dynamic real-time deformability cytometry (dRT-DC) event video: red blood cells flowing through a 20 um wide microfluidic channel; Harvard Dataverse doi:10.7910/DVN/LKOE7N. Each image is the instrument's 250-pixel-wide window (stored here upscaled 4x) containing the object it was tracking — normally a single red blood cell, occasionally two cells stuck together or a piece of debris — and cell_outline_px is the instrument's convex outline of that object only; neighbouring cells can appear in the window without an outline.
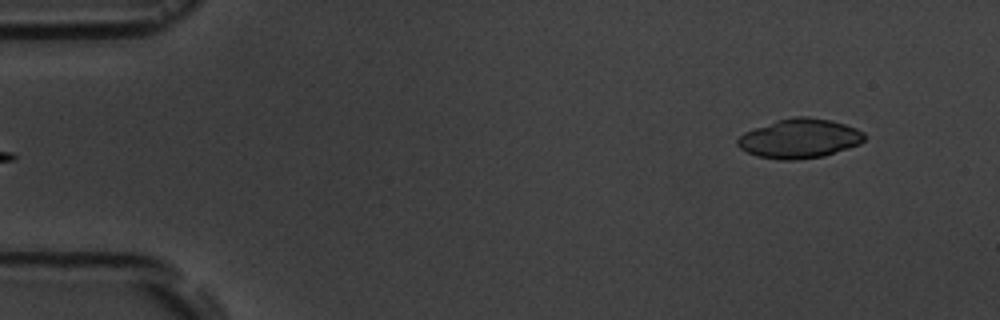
{"species": "common noctule bat (a hibernating species)", "species_latin": "Nyctalus noctula", "temperature_condition": "room temperature", "stored_images_in_passage": 2, "segment_of_instrument_passage": [2, 2], "camera_frame_rate_fps": 3000, "um_per_image_px": 0.085, "animal": {"sex": "male", "body_mass_g": 19.5, "forearm_length_mm": 54.6}, "frame": {"image": 1, "passage_image": 2, "time_ms": 2.0, "image_size_px": [1000, 320], "cell_outline_px": [[864, 140], [860, 144], [824, 156], [796, 160], [780, 160], [756, 156], [740, 148], [736, 144], [736, 140], [744, 132], [776, 120], [796, 116], [808, 116], [832, 120], [856, 128], [864, 132]], "centroid_in_image_um": [67.95, 11.77], "position_along_channel_um": 17.0, "area_um2": 29.19}}